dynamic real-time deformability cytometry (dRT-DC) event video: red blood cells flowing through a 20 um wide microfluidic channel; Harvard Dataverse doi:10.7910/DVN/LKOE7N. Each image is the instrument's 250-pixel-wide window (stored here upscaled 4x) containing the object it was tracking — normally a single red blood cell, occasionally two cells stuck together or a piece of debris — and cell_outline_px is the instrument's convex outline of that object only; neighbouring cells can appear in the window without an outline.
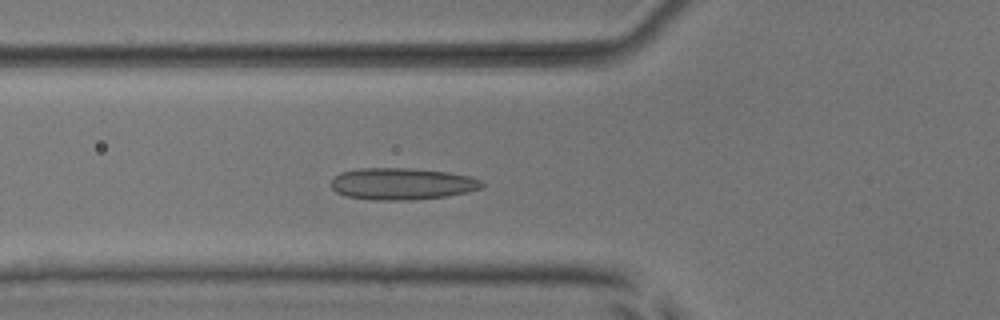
{"species": "common noctule bat (a hibernating species)", "species_latin": "Nyctalus noctula", "temperature_condition": "room temperature", "stored_images_in_passage": 29, "camera_frame_rate_fps": 3000, "um_per_image_px": 0.085, "animal": {"sex": "male", "body_mass_g": 17.9, "forearm_length_mm": 54.2}, "frame": {"image": 1, "passage_image": 5, "time_ms": 1.333, "image_size_px": [1000, 320], "cell_outline_px": [[484, 184], [480, 188], [464, 192], [444, 196], [408, 200], [372, 200], [348, 196], [336, 192], [328, 184], [340, 172], [360, 168], [408, 168], [448, 172], [468, 176], [480, 180]], "centroid_in_image_um": [34.1, 15.62], "position_along_channel_um": 91.7, "area_um2": 27.69}}
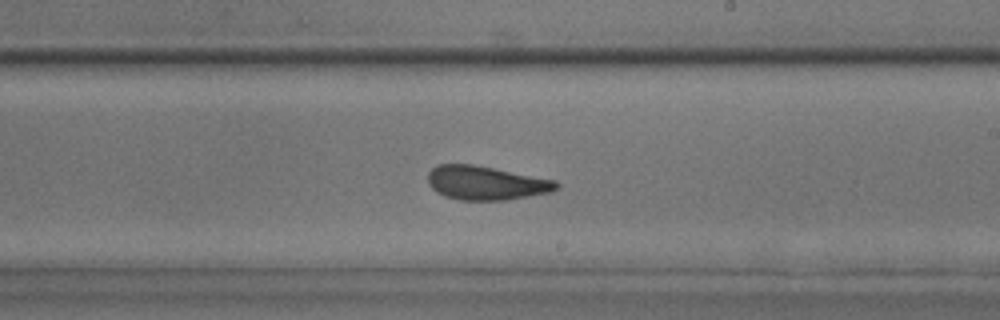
{"frame": {"image": 2, "passage_image": 17, "time_ms": 5.333, "image_size_px": [1000, 320], "cell_outline_px": [[560, 184], [552, 192], [508, 200], [460, 200], [444, 196], [436, 192], [428, 184], [428, 172], [436, 164], [472, 164], [556, 180]], "centroid_in_image_um": [41.29, 15.55], "position_along_channel_um": 247.7, "area_um2": 25.49}}
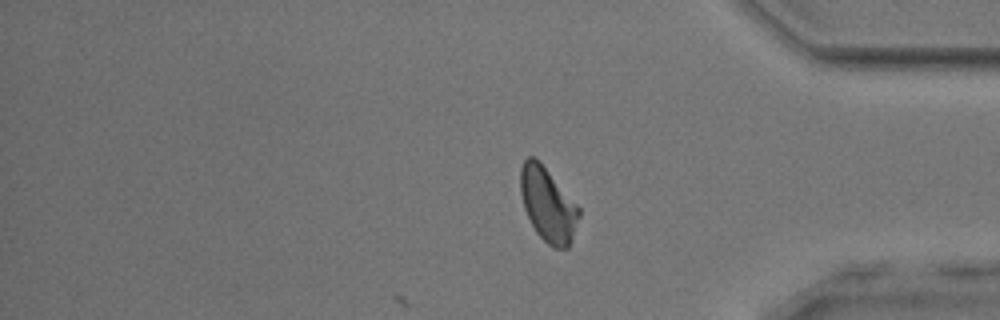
{"frame": {"image": 3, "passage_image": 29, "time_ms": 9.333, "image_size_px": [1000, 320], "cell_outline_px": [[580, 216], [572, 240], [568, 248], [552, 248], [536, 232], [524, 208], [520, 192], [520, 168], [524, 160], [528, 156], [532, 156], [540, 160], [580, 208]], "centroid_in_image_um": [46.57, 17.37], "position_along_channel_um": 388.6, "area_um2": 25.37}, "authors_computed_cell_mechanics": {"area_um2": 25.6632, "velocity_mm_per_s": 3.9096, "shape_relaxation_time_tau1_ms": 8.565, "shape_relaxation_time_tau2_ms": 1.7175, "deformation_change_tau1": 0.1584, "deformation_change_tau2": 0.0826}}